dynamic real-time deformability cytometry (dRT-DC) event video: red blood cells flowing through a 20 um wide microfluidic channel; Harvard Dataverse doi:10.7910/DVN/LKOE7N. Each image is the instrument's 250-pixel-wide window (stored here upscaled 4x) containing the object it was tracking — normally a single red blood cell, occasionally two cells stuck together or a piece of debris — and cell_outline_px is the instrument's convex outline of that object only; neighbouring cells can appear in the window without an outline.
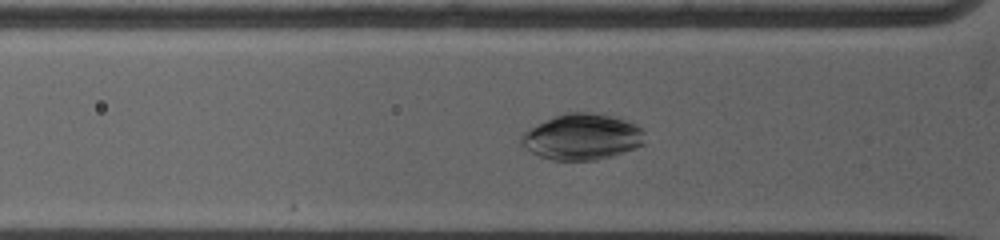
{"species": "common noctule bat (a hibernating species)", "species_latin": "Nyctalus noctula", "temperature_condition": "warm", "stored_images_in_passage": 38, "camera_frame_rate_fps": 5000, "um_per_image_px": 0.085, "animal": {"sex": "female", "body_mass_g": 19.0, "forearm_length_mm": 53.3}, "frame": {"image": 1, "passage_image": 16, "time_ms": 3.0, "image_size_px": [1000, 240], "cell_outline_px": [[644, 144], [636, 148], [612, 156], [596, 160], [552, 160], [540, 156], [524, 148], [520, 144], [520, 136], [524, 132], [536, 124], [556, 116], [568, 112], [584, 112], [608, 116], [624, 120], [640, 128], [644, 132]], "centroid_in_image_um": [49.45, 11.65], "position_along_channel_um": 76.4, "area_um2": 32.77}}
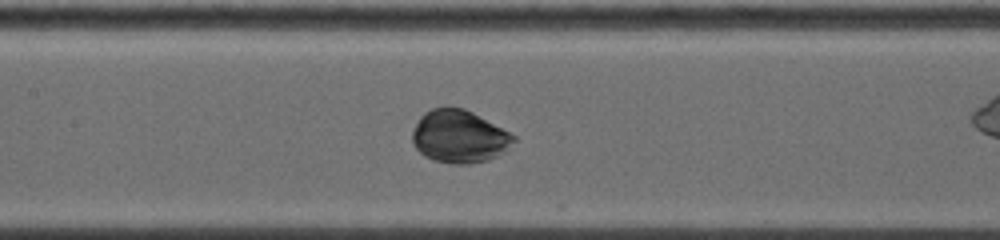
{"frame": {"image": 2, "passage_image": 28, "time_ms": 5.4, "image_size_px": [1000, 240], "cell_outline_px": [[516, 140], [504, 152], [488, 160], [472, 164], [452, 164], [436, 160], [424, 156], [412, 144], [412, 132], [420, 116], [424, 112], [432, 108], [464, 108], [472, 112], [516, 136]], "centroid_in_image_um": [39.02, 11.62], "position_along_channel_um": 168.4, "area_um2": 30.98}}
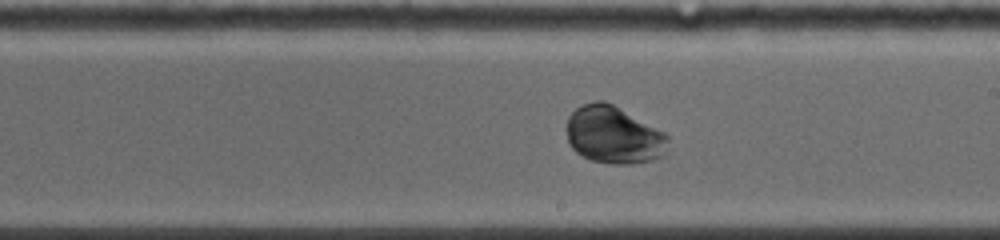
{"frame": {"image": 3, "passage_image": 37, "time_ms": 7.2, "image_size_px": [1000, 240], "cell_outline_px": [[668, 140], [664, 156], [652, 160], [632, 164], [612, 164], [592, 160], [576, 152], [568, 144], [568, 116], [576, 108], [584, 104], [596, 100], [604, 100], [612, 104], [664, 132], [668, 136]], "centroid_in_image_um": [52.16, 11.48], "position_along_channel_um": 236.8, "area_um2": 33.76}}